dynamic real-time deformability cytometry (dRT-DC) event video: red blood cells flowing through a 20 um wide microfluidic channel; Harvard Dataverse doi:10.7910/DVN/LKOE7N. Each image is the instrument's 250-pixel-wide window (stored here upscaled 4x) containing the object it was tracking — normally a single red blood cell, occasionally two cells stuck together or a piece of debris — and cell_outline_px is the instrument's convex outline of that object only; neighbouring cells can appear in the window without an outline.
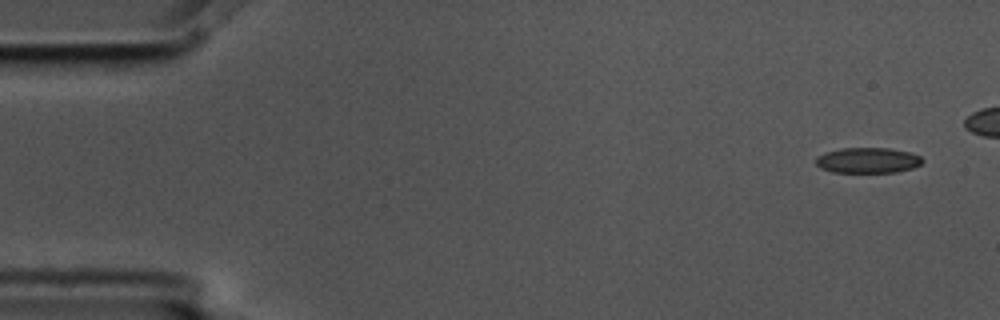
{"species": "common noctule bat (a hibernating species)", "species_latin": "Nyctalus noctula", "temperature_condition": "cold", "stored_images_in_passage": 5, "camera_frame_rate_fps": 3000, "um_per_image_px": 0.085, "animal": {"sex": "male", "body_mass_g": 17.5, "forearm_length_mm": 52.3}, "frame": {"image": 1, "passage_image": 1, "time_ms": 0.0, "image_size_px": [1000, 320], "cell_outline_px": [[924, 160], [920, 164], [912, 168], [896, 172], [832, 172], [820, 168], [816, 164], [816, 156], [824, 152], [840, 148], [888, 148], [908, 152], [920, 156]], "centroid_in_image_um": [73.72, 13.62], "position_along_channel_um": 11.3, "area_um2": 15.84}}
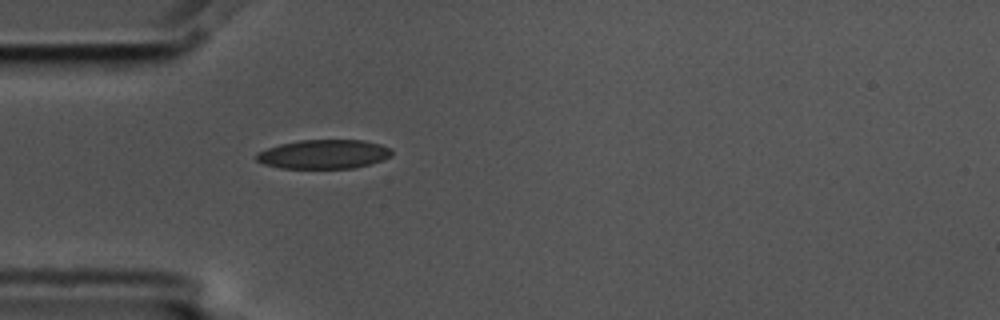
{"frame": {"image": 2, "passage_image": 5, "time_ms": 1.333, "image_size_px": [1000, 320], "cell_outline_px": [[392, 156], [384, 160], [356, 168], [280, 168], [264, 164], [256, 160], [256, 156], [260, 152], [268, 148], [280, 144], [300, 140], [364, 140], [380, 144], [392, 148]], "centroid_in_image_um": [27.58, 13.11], "position_along_channel_um": 57.4, "area_um2": 23.0}}